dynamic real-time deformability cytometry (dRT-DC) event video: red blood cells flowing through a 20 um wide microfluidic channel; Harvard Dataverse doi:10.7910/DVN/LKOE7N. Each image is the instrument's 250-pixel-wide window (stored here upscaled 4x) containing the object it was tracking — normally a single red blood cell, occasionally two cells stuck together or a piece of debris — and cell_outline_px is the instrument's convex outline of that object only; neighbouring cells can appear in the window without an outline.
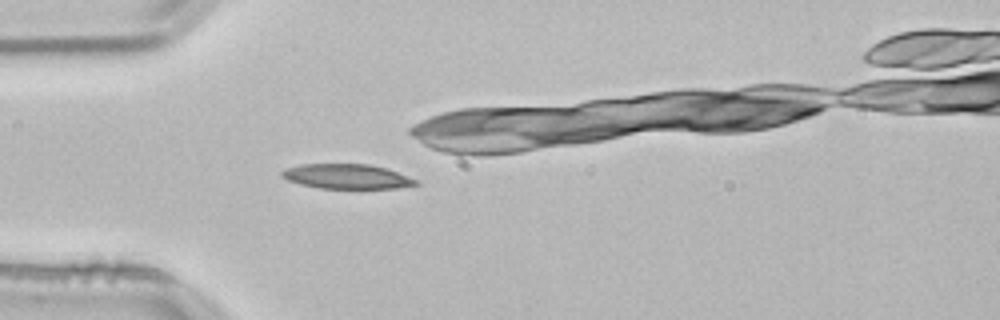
{"species": "common noctule bat (a hibernating species)", "species_latin": "Nyctalus noctula", "temperature_condition": "room temperature", "stored_images_in_passage": 40, "camera_frame_rate_fps": 3000, "um_per_image_px": 0.085, "animal": {"sex": "male", "body_mass_g": 21.5, "forearm_length_mm": 52.0}, "frame": {"image": 1, "passage_image": 1, "time_ms": 0.0, "image_size_px": [1000, 320], "cell_outline_px": [[420, 184], [396, 188], [320, 188], [300, 184], [288, 180], [280, 176], [280, 172], [284, 168], [300, 164], [368, 164], [384, 168], [420, 180]], "centroid_in_image_um": [29.46, 14.99], "position_along_channel_um": 55.5, "area_um2": 19.31}}